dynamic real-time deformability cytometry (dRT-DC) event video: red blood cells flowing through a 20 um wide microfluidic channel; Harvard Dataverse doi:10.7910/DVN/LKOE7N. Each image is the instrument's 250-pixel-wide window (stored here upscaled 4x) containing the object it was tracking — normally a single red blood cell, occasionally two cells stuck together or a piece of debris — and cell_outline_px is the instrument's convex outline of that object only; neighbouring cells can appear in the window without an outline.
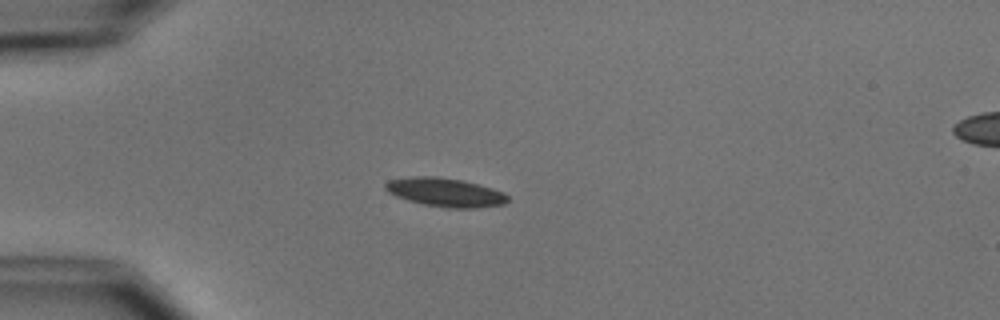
{"species": "common noctule bat (a hibernating species)", "species_latin": "Nyctalus noctula", "temperature_condition": "cold", "stored_images_in_passage": 6, "camera_frame_rate_fps": 3000, "um_per_image_px": 0.085, "animal": {"sex": "male", "body_mass_g": 15.6}, "frame": {"image": 1, "passage_image": 1, "time_ms": 0.0, "image_size_px": [1000, 320], "cell_outline_px": [[508, 200], [504, 204], [476, 208], [444, 208], [424, 204], [408, 200], [396, 196], [388, 192], [384, 188], [384, 184], [388, 180], [412, 176], [436, 176], [464, 180], [492, 188], [504, 192], [508, 196]], "centroid_in_image_um": [37.84, 16.34], "position_along_channel_um": 47.2, "area_um2": 20.63}}
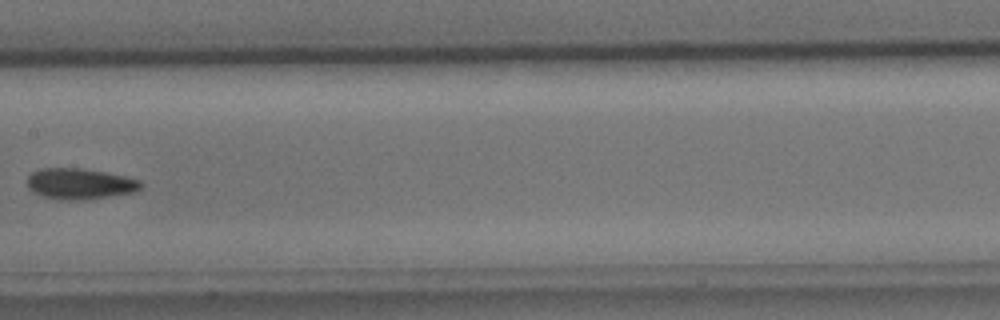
{"frame": {"image": 2, "passage_image": 5, "time_ms": 4.667, "image_size_px": [1000, 320], "cell_outline_px": [[144, 184], [136, 192], [84, 200], [60, 200], [40, 196], [28, 188], [28, 176], [32, 172], [40, 168], [80, 168], [104, 172], [124, 176], [140, 180]], "centroid_in_image_um": [6.78, 15.63], "position_along_channel_um": 200.6, "area_um2": 20.58}}
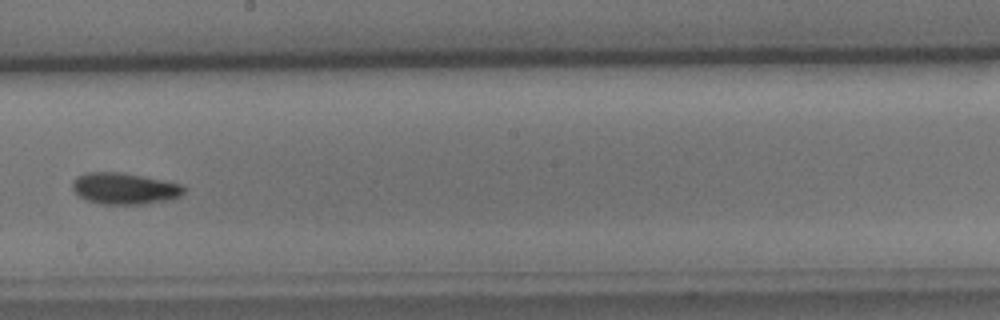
{"frame": {"image": 3, "passage_image": 6, "time_ms": 5.667, "image_size_px": [1000, 320], "cell_outline_px": [[184, 192], [180, 196], [168, 200], [144, 204], [104, 204], [88, 200], [80, 196], [72, 188], [72, 180], [76, 176], [84, 172], [124, 172], [184, 184]], "centroid_in_image_um": [10.59, 16.0], "position_along_channel_um": 237.6, "area_um2": 20.58}}